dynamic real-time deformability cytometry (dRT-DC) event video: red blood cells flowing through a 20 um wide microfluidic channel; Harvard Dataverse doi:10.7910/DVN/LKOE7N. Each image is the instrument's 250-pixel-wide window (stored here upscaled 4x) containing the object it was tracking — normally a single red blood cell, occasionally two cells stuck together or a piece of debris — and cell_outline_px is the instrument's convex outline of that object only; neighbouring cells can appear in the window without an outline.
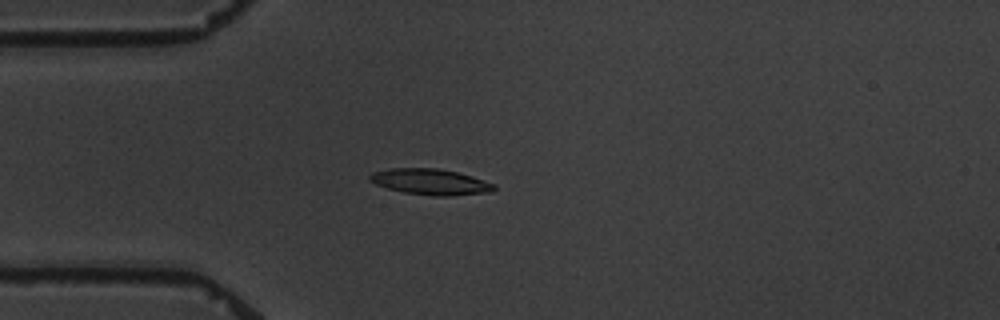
{"species": "common noctule bat (a hibernating species)", "species_latin": "Nyctalus noctula", "temperature_condition": "warm", "stored_images_in_passage": 5, "camera_frame_rate_fps": 3000, "um_per_image_px": 0.085, "animal": {"sex": "male", "body_mass_g": 19.5, "forearm_length_mm": 54.6}, "frame": {"image": 1, "passage_image": 5, "time_ms": 5.333, "image_size_px": [1000, 320], "cell_outline_px": [[496, 188], [492, 192], [448, 196], [432, 196], [404, 192], [388, 188], [376, 184], [368, 180], [368, 176], [372, 172], [388, 168], [440, 168], [472, 176], [496, 184]], "centroid_in_image_um": [36.59, 15.45], "position_along_channel_um": 48.4, "area_um2": 18.9}}